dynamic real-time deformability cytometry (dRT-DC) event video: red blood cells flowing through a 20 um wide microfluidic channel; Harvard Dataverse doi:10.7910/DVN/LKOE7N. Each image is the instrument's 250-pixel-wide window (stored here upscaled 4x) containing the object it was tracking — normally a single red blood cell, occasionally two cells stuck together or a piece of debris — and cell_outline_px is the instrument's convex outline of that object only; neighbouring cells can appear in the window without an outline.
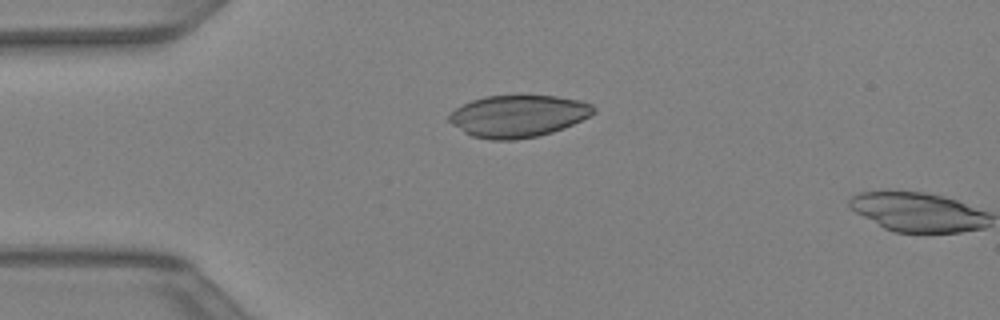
{"species": "Egyptian fruit bat (a non-hibernating species)", "species_latin": "Rousettus aegyptiacus", "temperature_condition": "warm", "stored_images_in_passage": 2, "camera_frame_rate_fps": 3000, "um_per_image_px": 0.085, "animal": {"sex": "female"}, "frame": {"image": 1, "passage_image": 1, "time_ms": 0.0, "image_size_px": [1000, 320], "cell_outline_px": [[596, 112], [564, 128], [552, 132], [536, 136], [512, 140], [492, 140], [472, 136], [464, 132], [452, 124], [448, 120], [448, 116], [456, 108], [472, 100], [484, 96], [520, 92], [556, 96], [580, 100], [592, 104], [596, 108]], "centroid_in_image_um": [44.05, 9.81], "position_along_channel_um": 41.0, "area_um2": 36.18}}